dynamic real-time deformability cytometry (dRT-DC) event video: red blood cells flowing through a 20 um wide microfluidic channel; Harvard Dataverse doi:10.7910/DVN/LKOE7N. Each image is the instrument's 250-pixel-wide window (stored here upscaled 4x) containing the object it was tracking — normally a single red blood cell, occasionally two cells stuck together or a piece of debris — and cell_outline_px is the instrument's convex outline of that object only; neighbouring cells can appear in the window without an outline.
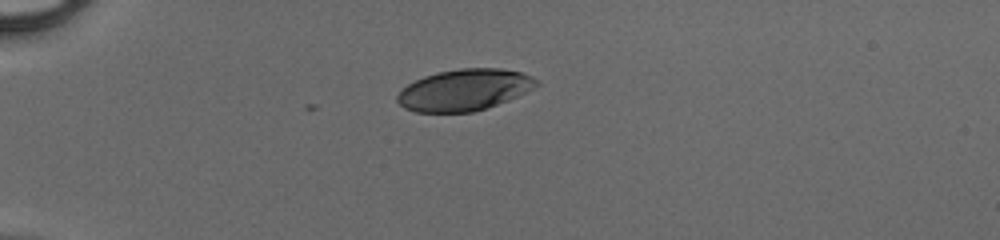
{"species": "human", "species_latin": "Homo sapiens", "temperature_condition": "cold", "stored_images_in_passage": 36, "camera_frame_rate_fps": 3000, "um_per_image_px": 0.085, "donor": {"sex": "male"}, "frame": {"image": 1, "passage_image": 1, "time_ms": 0.0, "image_size_px": [1000, 240], "cell_outline_px": [[540, 84], [508, 100], [472, 112], [416, 112], [404, 108], [396, 100], [396, 96], [408, 84], [424, 76], [436, 72], [460, 68], [500, 68], [520, 72], [532, 76]], "centroid_in_image_um": [39.44, 7.63], "position_along_channel_um": 45.6, "area_um2": 33.29}}
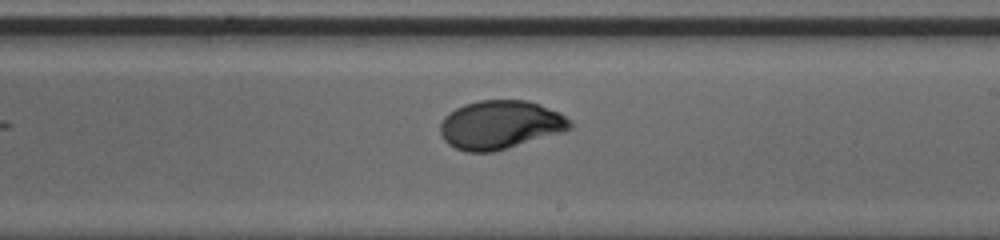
{"frame": {"image": 2, "passage_image": 18, "time_ms": 5.667, "image_size_px": [1000, 240], "cell_outline_px": [[572, 128], [564, 132], [492, 152], [468, 152], [456, 148], [448, 144], [444, 140], [440, 132], [440, 124], [444, 116], [456, 108], [464, 104], [480, 100], [528, 100], [540, 104], [560, 112], [572, 124]], "centroid_in_image_um": [42.52, 10.6], "position_along_channel_um": 246.5, "area_um2": 36.76}}
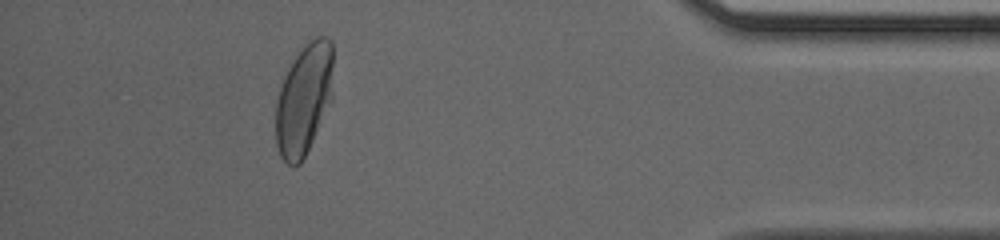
{"frame": {"image": 3, "passage_image": 32, "time_ms": 10.333, "image_size_px": [1000, 240], "cell_outline_px": [[332, 100], [300, 164], [296, 168], [292, 168], [280, 156], [276, 144], [276, 100], [284, 76], [300, 44], [316, 36], [328, 36], [332, 40]], "centroid_in_image_um": [25.83, 8.38], "position_along_channel_um": 409.4, "area_um2": 37.69}}